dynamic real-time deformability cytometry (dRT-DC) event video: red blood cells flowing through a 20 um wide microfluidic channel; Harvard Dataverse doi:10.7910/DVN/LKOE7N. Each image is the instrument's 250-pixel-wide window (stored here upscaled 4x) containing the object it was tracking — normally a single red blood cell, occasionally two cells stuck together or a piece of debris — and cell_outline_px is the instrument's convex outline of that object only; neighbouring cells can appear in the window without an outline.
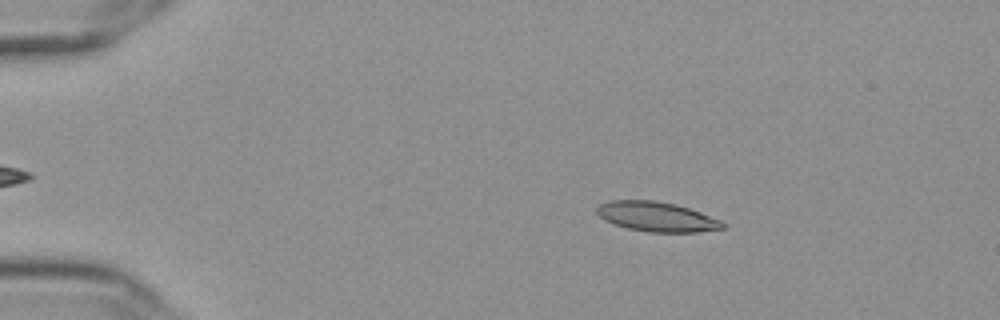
{"species": "Egyptian fruit bat (a non-hibernating species)", "species_latin": "Rousettus aegyptiacus", "temperature_condition": "cold", "stored_images_in_passage": 56, "camera_frame_rate_fps": 3000, "um_per_image_px": 0.085, "frame": {"image": 1, "passage_image": 10, "time_ms": 3.0, "image_size_px": [1000, 320], "cell_outline_px": [[728, 224], [724, 228], [696, 232], [648, 232], [628, 228], [604, 220], [596, 212], [596, 208], [600, 204], [612, 200], [656, 200], [676, 204], [700, 212], [720, 220]], "centroid_in_image_um": [55.83, 18.41], "position_along_channel_um": 29.2, "area_um2": 21.73}}
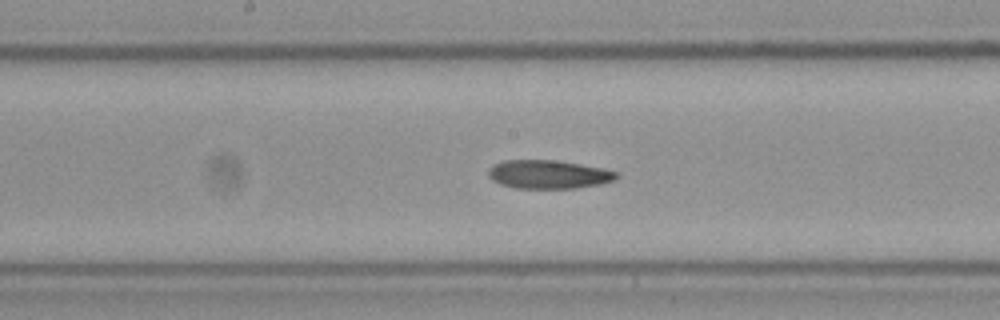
{"frame": {"image": 2, "passage_image": 30, "time_ms": 9.667, "image_size_px": [1000, 320], "cell_outline_px": [[616, 176], [612, 180], [600, 184], [576, 188], [512, 188], [500, 184], [492, 180], [488, 176], [488, 168], [504, 160], [552, 160], [580, 164], [600, 168], [616, 172]], "centroid_in_image_um": [46.54, 14.83], "position_along_channel_um": 201.7, "area_um2": 21.04}}
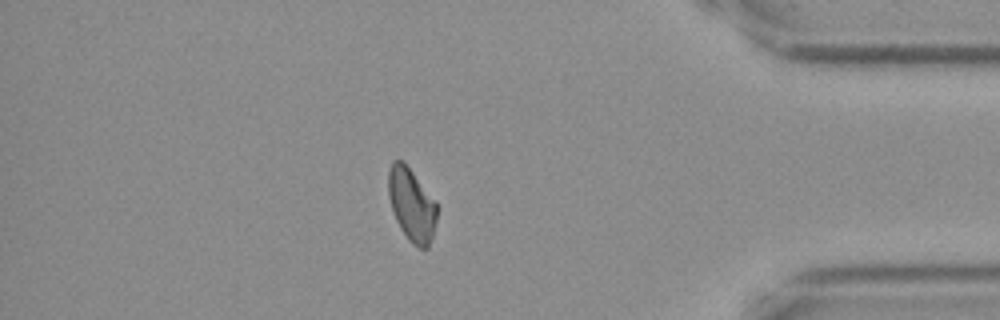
{"frame": {"image": 3, "passage_image": 49, "time_ms": 16.0, "image_size_px": [1000, 320], "cell_outline_px": [[436, 220], [432, 236], [428, 248], [420, 248], [412, 244], [408, 240], [400, 228], [392, 212], [388, 196], [388, 172], [392, 160], [404, 160], [436, 200]], "centroid_in_image_um": [34.97, 17.36], "position_along_channel_um": 400.2, "area_um2": 20.98}, "authors_computed_cell_mechanics": {"area_um2": 21.6172, "velocity_mm_per_s": 3.6174, "shape_relaxation_time_tau1_ms": 7.8885, "shape_relaxation_time_tau2_ms": 8.016, "deformation_change_tau1": 0.1781, "deformation_change_tau2": 0.1708}}